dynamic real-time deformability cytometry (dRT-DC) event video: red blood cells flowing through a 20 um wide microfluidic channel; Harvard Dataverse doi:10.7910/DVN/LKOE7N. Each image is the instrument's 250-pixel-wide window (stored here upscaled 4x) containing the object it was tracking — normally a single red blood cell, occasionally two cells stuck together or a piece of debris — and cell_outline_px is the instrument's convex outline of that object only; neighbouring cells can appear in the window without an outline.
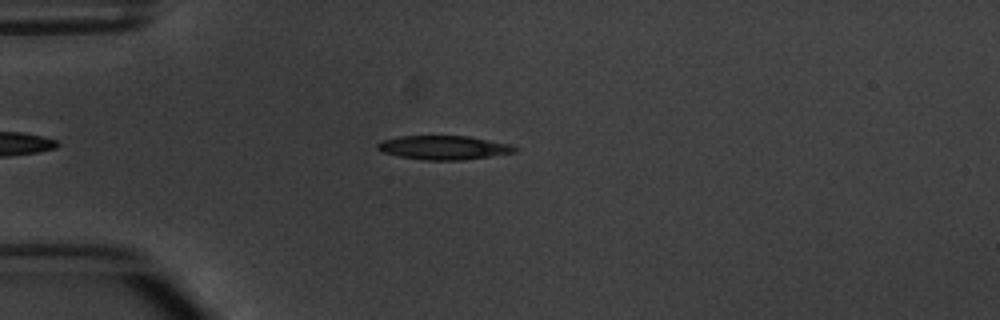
{"species": "common noctule bat (a hibernating species)", "species_latin": "Nyctalus noctula", "temperature_condition": "warm", "stored_images_in_passage": 6, "camera_frame_rate_fps": 3000, "um_per_image_px": 0.085, "animal": {"sex": "male", "body_mass_g": 20.1, "forearm_length_mm": 53.5}, "frame": {"image": 1, "passage_image": 3, "time_ms": 3.333, "image_size_px": [1000, 320], "cell_outline_px": [[520, 148], [516, 152], [460, 160], [424, 160], [400, 156], [384, 152], [376, 148], [376, 144], [380, 140], [400, 136], [468, 136], [512, 144]], "centroid_in_image_um": [37.73, 12.53], "position_along_channel_um": 47.3, "area_um2": 19.13}}
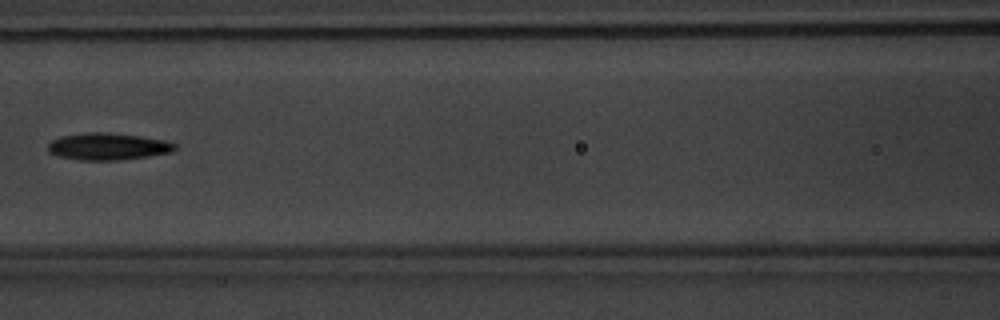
{"frame": {"image": 2, "passage_image": 6, "time_ms": 6.667, "image_size_px": [1000, 320], "cell_outline_px": [[176, 148], [172, 152], [148, 156], [116, 160], [80, 160], [56, 156], [48, 152], [48, 144], [52, 140], [60, 136], [84, 132], [108, 132], [140, 136], [164, 140], [176, 144]], "centroid_in_image_um": [9.13, 12.44], "position_along_channel_um": 157.5, "area_um2": 20.06}}